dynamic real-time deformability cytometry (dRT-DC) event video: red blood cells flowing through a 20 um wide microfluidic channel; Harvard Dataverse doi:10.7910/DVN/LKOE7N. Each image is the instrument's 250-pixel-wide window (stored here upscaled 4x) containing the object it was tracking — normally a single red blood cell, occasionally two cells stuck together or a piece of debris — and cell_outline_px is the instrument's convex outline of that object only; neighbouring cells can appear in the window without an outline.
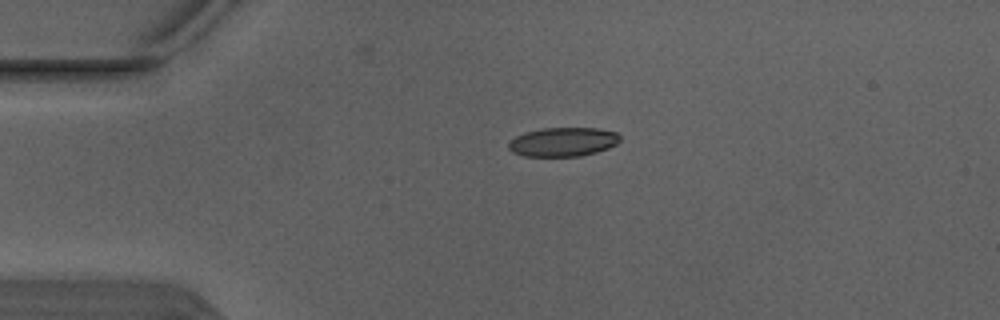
{"species": "Egyptian fruit bat (a non-hibernating species)", "species_latin": "Rousettus aegyptiacus", "temperature_condition": "warm", "stored_images_in_passage": 1, "camera_frame_rate_fps": 3000, "um_per_image_px": 0.085, "animal": {"sex": "male"}, "frame": {"image": 1, "passage_image": 1, "time_ms": 0.0, "image_size_px": [1000, 320], "cell_outline_px": [[620, 140], [616, 144], [608, 148], [596, 152], [580, 156], [524, 156], [512, 152], [508, 148], [508, 144], [516, 136], [524, 132], [540, 128], [600, 128], [616, 132], [620, 136]], "centroid_in_image_um": [47.86, 12.05], "position_along_channel_um": 37.1, "area_um2": 18.9}}